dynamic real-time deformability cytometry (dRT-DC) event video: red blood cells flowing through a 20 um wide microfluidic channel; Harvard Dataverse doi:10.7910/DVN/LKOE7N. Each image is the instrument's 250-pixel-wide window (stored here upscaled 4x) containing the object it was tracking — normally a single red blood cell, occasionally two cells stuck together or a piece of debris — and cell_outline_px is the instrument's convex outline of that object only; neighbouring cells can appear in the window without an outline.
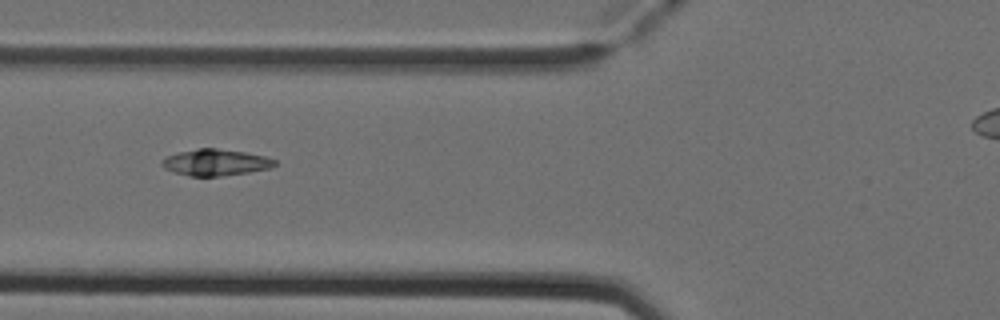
{"species": "Egyptian fruit bat (a non-hibernating species)", "species_latin": "Rousettus aegyptiacus", "temperature_condition": "cold", "stored_images_in_passage": 6, "camera_frame_rate_fps": 3000, "um_per_image_px": 0.085, "animal": {"sex": "female"}, "frame": {"image": 1, "passage_image": 6, "time_ms": 1.667, "image_size_px": [1000, 320], "cell_outline_px": [[276, 164], [268, 168], [248, 172], [220, 176], [188, 176], [164, 168], [160, 164], [160, 160], [168, 156], [180, 152], [196, 148], [216, 148], [244, 152], [264, 156], [276, 160]], "centroid_in_image_um": [18.29, 13.8], "position_along_channel_um": 107.5, "area_um2": 17.17}}